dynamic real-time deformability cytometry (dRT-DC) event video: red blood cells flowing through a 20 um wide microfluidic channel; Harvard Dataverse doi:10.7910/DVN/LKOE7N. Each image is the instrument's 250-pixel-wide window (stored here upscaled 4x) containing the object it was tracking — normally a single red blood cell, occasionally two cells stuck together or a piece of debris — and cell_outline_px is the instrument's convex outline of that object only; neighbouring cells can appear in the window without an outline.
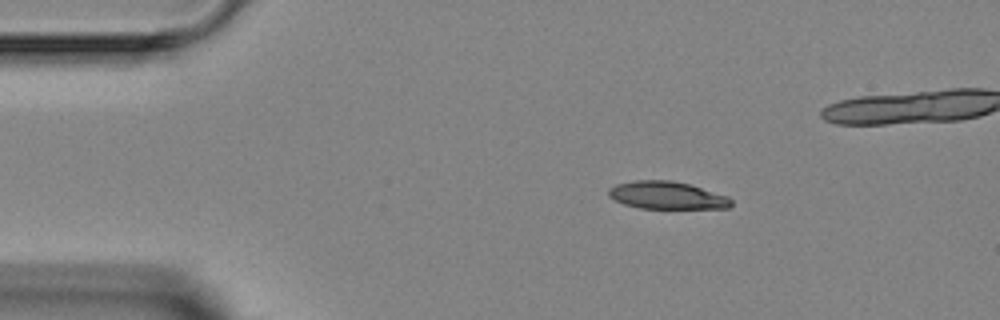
{"species": "Egyptian fruit bat (a non-hibernating species)", "species_latin": "Rousettus aegyptiacus", "temperature_condition": "room temperature", "stored_images_in_passage": 4, "camera_frame_rate_fps": 3000, "um_per_image_px": 0.085, "animal": {"sex": "female"}, "frame": {"image": 1, "passage_image": 1, "time_ms": 0.0, "image_size_px": [1000, 320], "cell_outline_px": [[732, 204], [728, 208], [640, 208], [624, 204], [608, 196], [608, 188], [616, 184], [636, 180], [672, 180], [688, 184], [728, 196], [732, 200]], "centroid_in_image_um": [56.67, 16.6], "position_along_channel_um": 28.3, "area_um2": 19.59}}
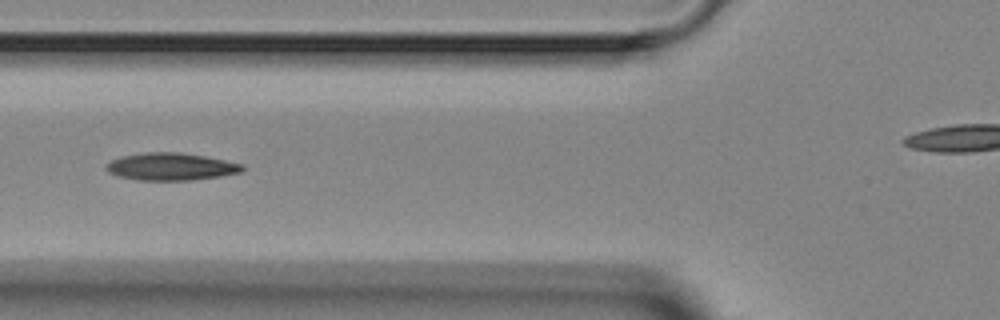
{"frame": {"image": 2, "passage_image": 4, "time_ms": 3.333, "image_size_px": [1000, 320], "cell_outline_px": [[244, 168], [240, 172], [220, 176], [188, 180], [140, 180], [116, 176], [108, 172], [104, 168], [112, 160], [124, 156], [144, 152], [180, 152], [204, 156], [244, 164]], "centroid_in_image_um": [14.52, 14.16], "position_along_channel_um": 111.3, "area_um2": 21.56}}